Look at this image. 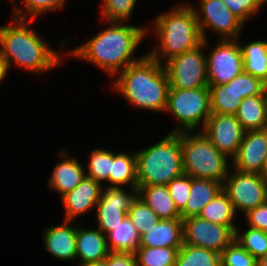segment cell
<instances>
[{
  "label": "cell",
  "instance_id": "9",
  "mask_svg": "<svg viewBox=\"0 0 267 266\" xmlns=\"http://www.w3.org/2000/svg\"><path fill=\"white\" fill-rule=\"evenodd\" d=\"M223 191L228 195L236 211L247 213L267 200V180L260 174L246 173L234 169L223 183Z\"/></svg>",
  "mask_w": 267,
  "mask_h": 266
},
{
  "label": "cell",
  "instance_id": "34",
  "mask_svg": "<svg viewBox=\"0 0 267 266\" xmlns=\"http://www.w3.org/2000/svg\"><path fill=\"white\" fill-rule=\"evenodd\" d=\"M137 0H103L102 19L108 22H124L129 20Z\"/></svg>",
  "mask_w": 267,
  "mask_h": 266
},
{
  "label": "cell",
  "instance_id": "12",
  "mask_svg": "<svg viewBox=\"0 0 267 266\" xmlns=\"http://www.w3.org/2000/svg\"><path fill=\"white\" fill-rule=\"evenodd\" d=\"M200 3V7H193V10L204 40L207 38L205 28L221 35L222 39H238L245 24L222 0H201Z\"/></svg>",
  "mask_w": 267,
  "mask_h": 266
},
{
  "label": "cell",
  "instance_id": "44",
  "mask_svg": "<svg viewBox=\"0 0 267 266\" xmlns=\"http://www.w3.org/2000/svg\"><path fill=\"white\" fill-rule=\"evenodd\" d=\"M257 266H267V253L257 260Z\"/></svg>",
  "mask_w": 267,
  "mask_h": 266
},
{
  "label": "cell",
  "instance_id": "27",
  "mask_svg": "<svg viewBox=\"0 0 267 266\" xmlns=\"http://www.w3.org/2000/svg\"><path fill=\"white\" fill-rule=\"evenodd\" d=\"M244 72L267 84V41H253L241 45Z\"/></svg>",
  "mask_w": 267,
  "mask_h": 266
},
{
  "label": "cell",
  "instance_id": "45",
  "mask_svg": "<svg viewBox=\"0 0 267 266\" xmlns=\"http://www.w3.org/2000/svg\"><path fill=\"white\" fill-rule=\"evenodd\" d=\"M262 176L267 180V154H266L264 164H263Z\"/></svg>",
  "mask_w": 267,
  "mask_h": 266
},
{
  "label": "cell",
  "instance_id": "14",
  "mask_svg": "<svg viewBox=\"0 0 267 266\" xmlns=\"http://www.w3.org/2000/svg\"><path fill=\"white\" fill-rule=\"evenodd\" d=\"M201 131L230 159L237 154L245 132L235 115L216 113L210 115Z\"/></svg>",
  "mask_w": 267,
  "mask_h": 266
},
{
  "label": "cell",
  "instance_id": "21",
  "mask_svg": "<svg viewBox=\"0 0 267 266\" xmlns=\"http://www.w3.org/2000/svg\"><path fill=\"white\" fill-rule=\"evenodd\" d=\"M235 116L245 132L267 128V89L242 99Z\"/></svg>",
  "mask_w": 267,
  "mask_h": 266
},
{
  "label": "cell",
  "instance_id": "41",
  "mask_svg": "<svg viewBox=\"0 0 267 266\" xmlns=\"http://www.w3.org/2000/svg\"><path fill=\"white\" fill-rule=\"evenodd\" d=\"M107 266H138L136 255L131 252H109Z\"/></svg>",
  "mask_w": 267,
  "mask_h": 266
},
{
  "label": "cell",
  "instance_id": "25",
  "mask_svg": "<svg viewBox=\"0 0 267 266\" xmlns=\"http://www.w3.org/2000/svg\"><path fill=\"white\" fill-rule=\"evenodd\" d=\"M109 187H121L131 185L137 188V159L135 151L129 153H114L112 151V168L109 173Z\"/></svg>",
  "mask_w": 267,
  "mask_h": 266
},
{
  "label": "cell",
  "instance_id": "32",
  "mask_svg": "<svg viewBox=\"0 0 267 266\" xmlns=\"http://www.w3.org/2000/svg\"><path fill=\"white\" fill-rule=\"evenodd\" d=\"M235 230V240L257 260L267 253V232L249 227L244 233Z\"/></svg>",
  "mask_w": 267,
  "mask_h": 266
},
{
  "label": "cell",
  "instance_id": "30",
  "mask_svg": "<svg viewBox=\"0 0 267 266\" xmlns=\"http://www.w3.org/2000/svg\"><path fill=\"white\" fill-rule=\"evenodd\" d=\"M180 247L139 246L136 250L138 266H175Z\"/></svg>",
  "mask_w": 267,
  "mask_h": 266
},
{
  "label": "cell",
  "instance_id": "15",
  "mask_svg": "<svg viewBox=\"0 0 267 266\" xmlns=\"http://www.w3.org/2000/svg\"><path fill=\"white\" fill-rule=\"evenodd\" d=\"M266 154L267 128L246 131L231 163L238 171L262 175Z\"/></svg>",
  "mask_w": 267,
  "mask_h": 266
},
{
  "label": "cell",
  "instance_id": "13",
  "mask_svg": "<svg viewBox=\"0 0 267 266\" xmlns=\"http://www.w3.org/2000/svg\"><path fill=\"white\" fill-rule=\"evenodd\" d=\"M137 196V188H131L127 192L122 187L102 188L100 200L95 207L98 229L105 235L112 231L127 216Z\"/></svg>",
  "mask_w": 267,
  "mask_h": 266
},
{
  "label": "cell",
  "instance_id": "17",
  "mask_svg": "<svg viewBox=\"0 0 267 266\" xmlns=\"http://www.w3.org/2000/svg\"><path fill=\"white\" fill-rule=\"evenodd\" d=\"M62 225L49 226L43 231L44 248L59 260L76 259V232L77 225L71 221L63 220Z\"/></svg>",
  "mask_w": 267,
  "mask_h": 266
},
{
  "label": "cell",
  "instance_id": "31",
  "mask_svg": "<svg viewBox=\"0 0 267 266\" xmlns=\"http://www.w3.org/2000/svg\"><path fill=\"white\" fill-rule=\"evenodd\" d=\"M127 215L140 236L154 228L161 220L139 196L132 202Z\"/></svg>",
  "mask_w": 267,
  "mask_h": 266
},
{
  "label": "cell",
  "instance_id": "8",
  "mask_svg": "<svg viewBox=\"0 0 267 266\" xmlns=\"http://www.w3.org/2000/svg\"><path fill=\"white\" fill-rule=\"evenodd\" d=\"M207 41L204 40L198 47L184 52L163 62L168 76L169 88L194 89L209 87L207 81V57L203 47Z\"/></svg>",
  "mask_w": 267,
  "mask_h": 266
},
{
  "label": "cell",
  "instance_id": "16",
  "mask_svg": "<svg viewBox=\"0 0 267 266\" xmlns=\"http://www.w3.org/2000/svg\"><path fill=\"white\" fill-rule=\"evenodd\" d=\"M102 188V184L85 176L76 188L61 197L65 210L64 220L73 222L76 217L95 208Z\"/></svg>",
  "mask_w": 267,
  "mask_h": 266
},
{
  "label": "cell",
  "instance_id": "36",
  "mask_svg": "<svg viewBox=\"0 0 267 266\" xmlns=\"http://www.w3.org/2000/svg\"><path fill=\"white\" fill-rule=\"evenodd\" d=\"M221 266H257V259L235 239L220 253Z\"/></svg>",
  "mask_w": 267,
  "mask_h": 266
},
{
  "label": "cell",
  "instance_id": "40",
  "mask_svg": "<svg viewBox=\"0 0 267 266\" xmlns=\"http://www.w3.org/2000/svg\"><path fill=\"white\" fill-rule=\"evenodd\" d=\"M248 227L260 229L267 232V200L256 207L245 213Z\"/></svg>",
  "mask_w": 267,
  "mask_h": 266
},
{
  "label": "cell",
  "instance_id": "11",
  "mask_svg": "<svg viewBox=\"0 0 267 266\" xmlns=\"http://www.w3.org/2000/svg\"><path fill=\"white\" fill-rule=\"evenodd\" d=\"M182 221L184 244L221 253L235 238L236 226L215 224L199 216H191Z\"/></svg>",
  "mask_w": 267,
  "mask_h": 266
},
{
  "label": "cell",
  "instance_id": "37",
  "mask_svg": "<svg viewBox=\"0 0 267 266\" xmlns=\"http://www.w3.org/2000/svg\"><path fill=\"white\" fill-rule=\"evenodd\" d=\"M191 181V176L183 174L172 179L167 184L170 196L174 200L176 208L180 213L185 209L190 194Z\"/></svg>",
  "mask_w": 267,
  "mask_h": 266
},
{
  "label": "cell",
  "instance_id": "3",
  "mask_svg": "<svg viewBox=\"0 0 267 266\" xmlns=\"http://www.w3.org/2000/svg\"><path fill=\"white\" fill-rule=\"evenodd\" d=\"M12 22L13 25L0 26V56L8 70L14 62L21 68L39 73L63 63L61 54L29 28L27 19L14 18Z\"/></svg>",
  "mask_w": 267,
  "mask_h": 266
},
{
  "label": "cell",
  "instance_id": "6",
  "mask_svg": "<svg viewBox=\"0 0 267 266\" xmlns=\"http://www.w3.org/2000/svg\"><path fill=\"white\" fill-rule=\"evenodd\" d=\"M181 149L184 174L224 183L229 174V158L220 152L210 139L200 132H181Z\"/></svg>",
  "mask_w": 267,
  "mask_h": 266
},
{
  "label": "cell",
  "instance_id": "29",
  "mask_svg": "<svg viewBox=\"0 0 267 266\" xmlns=\"http://www.w3.org/2000/svg\"><path fill=\"white\" fill-rule=\"evenodd\" d=\"M175 266H221L220 253L183 243Z\"/></svg>",
  "mask_w": 267,
  "mask_h": 266
},
{
  "label": "cell",
  "instance_id": "42",
  "mask_svg": "<svg viewBox=\"0 0 267 266\" xmlns=\"http://www.w3.org/2000/svg\"><path fill=\"white\" fill-rule=\"evenodd\" d=\"M8 71L9 70L6 63L2 60L0 56V82L6 77Z\"/></svg>",
  "mask_w": 267,
  "mask_h": 266
},
{
  "label": "cell",
  "instance_id": "39",
  "mask_svg": "<svg viewBox=\"0 0 267 266\" xmlns=\"http://www.w3.org/2000/svg\"><path fill=\"white\" fill-rule=\"evenodd\" d=\"M223 3L237 16L244 24L252 15L260 10L266 3L264 0H222Z\"/></svg>",
  "mask_w": 267,
  "mask_h": 266
},
{
  "label": "cell",
  "instance_id": "28",
  "mask_svg": "<svg viewBox=\"0 0 267 266\" xmlns=\"http://www.w3.org/2000/svg\"><path fill=\"white\" fill-rule=\"evenodd\" d=\"M236 212L228 195L222 190L214 199L203 207L199 217L215 224L236 226Z\"/></svg>",
  "mask_w": 267,
  "mask_h": 266
},
{
  "label": "cell",
  "instance_id": "24",
  "mask_svg": "<svg viewBox=\"0 0 267 266\" xmlns=\"http://www.w3.org/2000/svg\"><path fill=\"white\" fill-rule=\"evenodd\" d=\"M208 86L211 113L235 115L242 101L238 94L237 76L226 84Z\"/></svg>",
  "mask_w": 267,
  "mask_h": 266
},
{
  "label": "cell",
  "instance_id": "22",
  "mask_svg": "<svg viewBox=\"0 0 267 266\" xmlns=\"http://www.w3.org/2000/svg\"><path fill=\"white\" fill-rule=\"evenodd\" d=\"M223 190V184L214 180L193 178L190 194L181 212V219L198 216L204 206L214 199Z\"/></svg>",
  "mask_w": 267,
  "mask_h": 266
},
{
  "label": "cell",
  "instance_id": "33",
  "mask_svg": "<svg viewBox=\"0 0 267 266\" xmlns=\"http://www.w3.org/2000/svg\"><path fill=\"white\" fill-rule=\"evenodd\" d=\"M90 156L86 176L100 184L103 181L109 182V173L112 168V151L98 148L92 150Z\"/></svg>",
  "mask_w": 267,
  "mask_h": 266
},
{
  "label": "cell",
  "instance_id": "2",
  "mask_svg": "<svg viewBox=\"0 0 267 266\" xmlns=\"http://www.w3.org/2000/svg\"><path fill=\"white\" fill-rule=\"evenodd\" d=\"M113 84L116 91L136 108L153 112L166 110L168 76L164 66L148 53L122 70Z\"/></svg>",
  "mask_w": 267,
  "mask_h": 266
},
{
  "label": "cell",
  "instance_id": "43",
  "mask_svg": "<svg viewBox=\"0 0 267 266\" xmlns=\"http://www.w3.org/2000/svg\"><path fill=\"white\" fill-rule=\"evenodd\" d=\"M82 266H107V256L105 259L95 261V262H89V263H86Z\"/></svg>",
  "mask_w": 267,
  "mask_h": 266
},
{
  "label": "cell",
  "instance_id": "10",
  "mask_svg": "<svg viewBox=\"0 0 267 266\" xmlns=\"http://www.w3.org/2000/svg\"><path fill=\"white\" fill-rule=\"evenodd\" d=\"M208 85L226 84L244 71L243 53L236 39H222L206 55Z\"/></svg>",
  "mask_w": 267,
  "mask_h": 266
},
{
  "label": "cell",
  "instance_id": "4",
  "mask_svg": "<svg viewBox=\"0 0 267 266\" xmlns=\"http://www.w3.org/2000/svg\"><path fill=\"white\" fill-rule=\"evenodd\" d=\"M187 4L174 6L171 11L161 13L154 20L153 28L160 42L158 48L152 49L148 54L160 64L163 58L167 62L198 47L204 41L193 5Z\"/></svg>",
  "mask_w": 267,
  "mask_h": 266
},
{
  "label": "cell",
  "instance_id": "5",
  "mask_svg": "<svg viewBox=\"0 0 267 266\" xmlns=\"http://www.w3.org/2000/svg\"><path fill=\"white\" fill-rule=\"evenodd\" d=\"M135 153L137 186L167 185L184 174L181 132H170L158 143Z\"/></svg>",
  "mask_w": 267,
  "mask_h": 266
},
{
  "label": "cell",
  "instance_id": "38",
  "mask_svg": "<svg viewBox=\"0 0 267 266\" xmlns=\"http://www.w3.org/2000/svg\"><path fill=\"white\" fill-rule=\"evenodd\" d=\"M237 89L238 94L244 99L261 95L267 89V84L261 79L243 71L237 76Z\"/></svg>",
  "mask_w": 267,
  "mask_h": 266
},
{
  "label": "cell",
  "instance_id": "35",
  "mask_svg": "<svg viewBox=\"0 0 267 266\" xmlns=\"http://www.w3.org/2000/svg\"><path fill=\"white\" fill-rule=\"evenodd\" d=\"M10 1H13L11 3H13V6H14L13 18L28 19L26 15L28 13L32 21L34 18H36L43 12L48 13V11L50 10L51 11L52 10L54 11L55 9L60 10L64 6V3L66 0H21V2L24 3L23 5L26 8L25 13L22 12L21 9L18 10L17 5L15 4L14 0H10Z\"/></svg>",
  "mask_w": 267,
  "mask_h": 266
},
{
  "label": "cell",
  "instance_id": "18",
  "mask_svg": "<svg viewBox=\"0 0 267 266\" xmlns=\"http://www.w3.org/2000/svg\"><path fill=\"white\" fill-rule=\"evenodd\" d=\"M59 155H61L62 162H59L53 169L48 183L62 197L80 184L86 176V171L77 158H66L65 151L60 152Z\"/></svg>",
  "mask_w": 267,
  "mask_h": 266
},
{
  "label": "cell",
  "instance_id": "1",
  "mask_svg": "<svg viewBox=\"0 0 267 266\" xmlns=\"http://www.w3.org/2000/svg\"><path fill=\"white\" fill-rule=\"evenodd\" d=\"M109 25L85 44L71 51L70 55L94 63L109 76H116L142 58L134 59L133 54L142 43L148 28L124 22H110Z\"/></svg>",
  "mask_w": 267,
  "mask_h": 266
},
{
  "label": "cell",
  "instance_id": "20",
  "mask_svg": "<svg viewBox=\"0 0 267 266\" xmlns=\"http://www.w3.org/2000/svg\"><path fill=\"white\" fill-rule=\"evenodd\" d=\"M183 245L182 219H161L154 228L141 236L140 246L181 247Z\"/></svg>",
  "mask_w": 267,
  "mask_h": 266
},
{
  "label": "cell",
  "instance_id": "19",
  "mask_svg": "<svg viewBox=\"0 0 267 266\" xmlns=\"http://www.w3.org/2000/svg\"><path fill=\"white\" fill-rule=\"evenodd\" d=\"M109 253L106 235L99 229H84L77 225L76 258L82 266L89 262L105 259Z\"/></svg>",
  "mask_w": 267,
  "mask_h": 266
},
{
  "label": "cell",
  "instance_id": "7",
  "mask_svg": "<svg viewBox=\"0 0 267 266\" xmlns=\"http://www.w3.org/2000/svg\"><path fill=\"white\" fill-rule=\"evenodd\" d=\"M165 112L173 114L179 125L171 132H193L201 123L204 129L212 114L209 87L169 88Z\"/></svg>",
  "mask_w": 267,
  "mask_h": 266
},
{
  "label": "cell",
  "instance_id": "26",
  "mask_svg": "<svg viewBox=\"0 0 267 266\" xmlns=\"http://www.w3.org/2000/svg\"><path fill=\"white\" fill-rule=\"evenodd\" d=\"M109 252L136 253L141 236L128 215L106 235ZM110 241V244H109Z\"/></svg>",
  "mask_w": 267,
  "mask_h": 266
},
{
  "label": "cell",
  "instance_id": "23",
  "mask_svg": "<svg viewBox=\"0 0 267 266\" xmlns=\"http://www.w3.org/2000/svg\"><path fill=\"white\" fill-rule=\"evenodd\" d=\"M138 196L160 219H181L167 185L137 186Z\"/></svg>",
  "mask_w": 267,
  "mask_h": 266
}]
</instances>
